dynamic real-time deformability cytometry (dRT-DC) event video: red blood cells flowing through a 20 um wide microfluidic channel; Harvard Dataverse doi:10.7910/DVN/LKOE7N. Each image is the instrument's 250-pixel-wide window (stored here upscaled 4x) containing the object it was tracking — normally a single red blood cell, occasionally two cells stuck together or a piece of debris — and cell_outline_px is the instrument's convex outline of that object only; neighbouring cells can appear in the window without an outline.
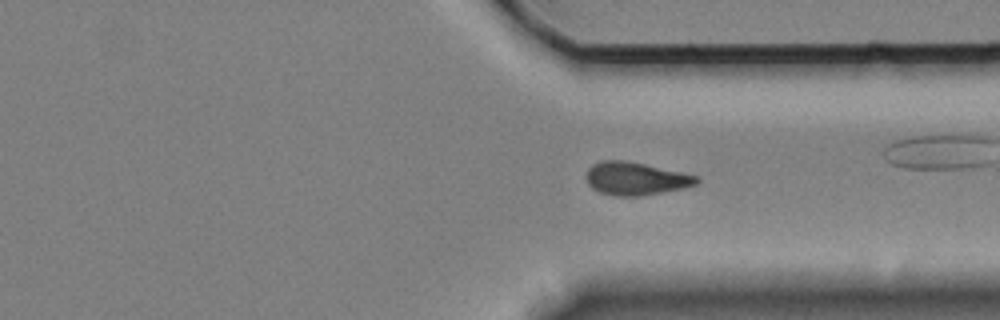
{"species": "Egyptian fruit bat (a non-hibernating species)", "species_latin": "Rousettus aegyptiacus", "temperature_condition": "cold", "stored_images_in_passage": 60, "camera_frame_rate_fps": 3000, "um_per_image_px": 0.085, "animal": {"sex": "female"}, "frame": {"image": 1, "passage_image": 43, "time_ms": 14.0, "image_size_px": [1000, 320], "cell_outline_px": [[700, 180], [696, 184], [684, 188], [640, 196], [616, 196], [600, 192], [592, 188], [588, 184], [584, 176], [588, 168], [592, 164], [600, 160], [624, 160], [644, 164], [680, 172], [696, 176]], "centroid_in_image_um": [53.97, 15.18], "position_along_channel_um": 357.4, "area_um2": 21.15}}
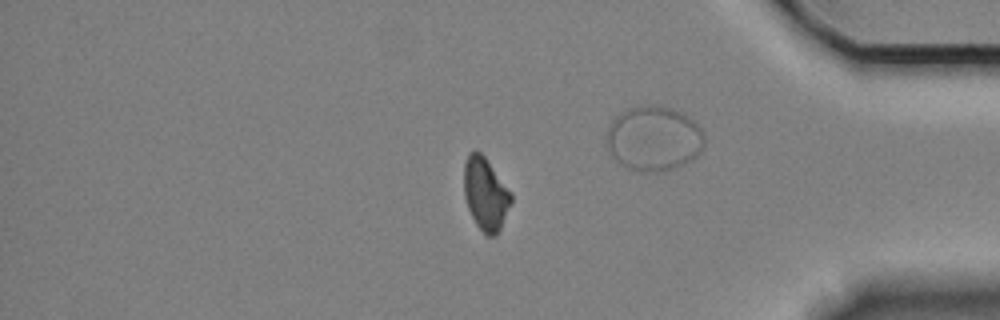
{"frame": {"image": 2, "passage_image": 49, "time_ms": 16.0, "image_size_px": [1000, 320], "cell_outline_px": [[512, 200], [500, 228], [496, 236], [488, 236], [476, 224], [468, 208], [464, 196], [464, 164], [468, 152], [472, 148], [476, 148], [484, 156], [512, 192]], "centroid_in_image_um": [41.25, 16.42], "position_along_channel_um": 393.9, "area_um2": 20.0}}
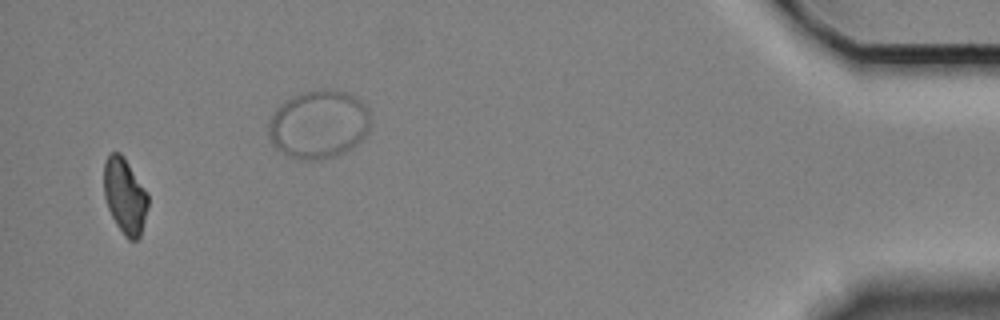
{"frame": {"image": 3, "passage_image": 57, "time_ms": 18.667, "image_size_px": [1000, 320], "cell_outline_px": [[148, 208], [140, 236], [136, 240], [128, 240], [124, 236], [116, 224], [108, 208], [104, 196], [104, 160], [112, 152], [120, 152], [124, 156], [148, 192]], "centroid_in_image_um": [10.62, 16.64], "position_along_channel_um": 424.6, "area_um2": 19.65}}